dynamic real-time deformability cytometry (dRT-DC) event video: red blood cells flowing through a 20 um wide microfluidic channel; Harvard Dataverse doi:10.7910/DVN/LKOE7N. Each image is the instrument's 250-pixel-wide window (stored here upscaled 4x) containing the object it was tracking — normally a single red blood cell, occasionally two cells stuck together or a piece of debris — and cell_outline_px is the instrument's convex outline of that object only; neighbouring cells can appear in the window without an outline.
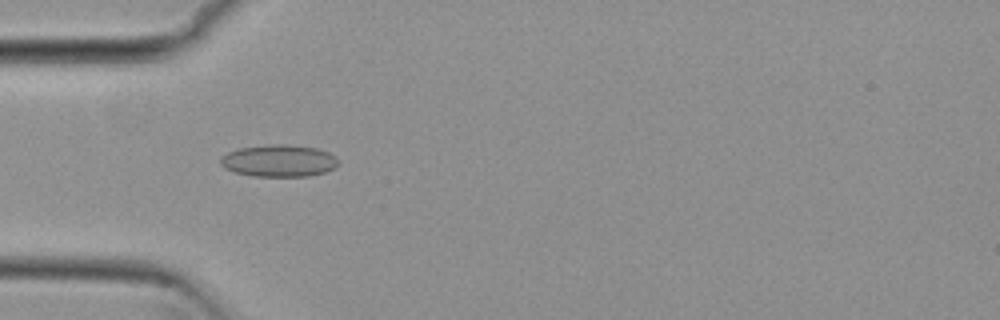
{"species": "common noctule bat (a hibernating species)", "species_latin": "Nyctalus noctula", "temperature_condition": "cold", "stored_images_in_passage": 21, "camera_frame_rate_fps": 3000, "um_per_image_px": 0.085, "animal": {"sex": "female", "body_mass_g": 29.2, "forearm_length_mm": 56.3}, "frame": {"image": 1, "passage_image": 16, "time_ms": 5.0, "image_size_px": [1000, 320], "cell_outline_px": [[340, 164], [336, 168], [324, 172], [308, 176], [252, 176], [236, 172], [224, 168], [220, 164], [220, 156], [228, 152], [240, 148], [268, 144], [288, 144], [316, 148], [328, 152], [340, 160]], "centroid_in_image_um": [23.72, 13.66], "position_along_channel_um": 61.3, "area_um2": 22.2}}
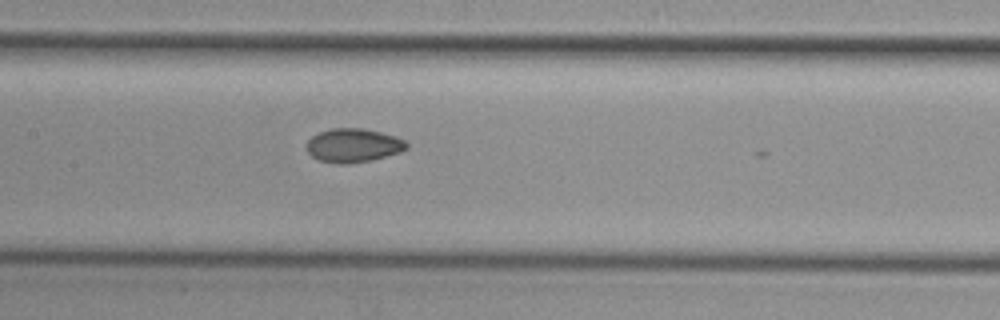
{"frame": {"image": 2, "passage_image": 20, "time_ms": 6.333, "image_size_px": [1000, 320], "cell_outline_px": [[408, 148], [400, 152], [372, 160], [348, 164], [336, 164], [320, 160], [312, 156], [308, 152], [308, 140], [312, 136], [320, 132], [332, 128], [364, 128], [396, 136], [404, 140], [408, 144]], "centroid_in_image_um": [30.05, 12.36], "position_along_channel_um": 177.3, "area_um2": 19.65}}